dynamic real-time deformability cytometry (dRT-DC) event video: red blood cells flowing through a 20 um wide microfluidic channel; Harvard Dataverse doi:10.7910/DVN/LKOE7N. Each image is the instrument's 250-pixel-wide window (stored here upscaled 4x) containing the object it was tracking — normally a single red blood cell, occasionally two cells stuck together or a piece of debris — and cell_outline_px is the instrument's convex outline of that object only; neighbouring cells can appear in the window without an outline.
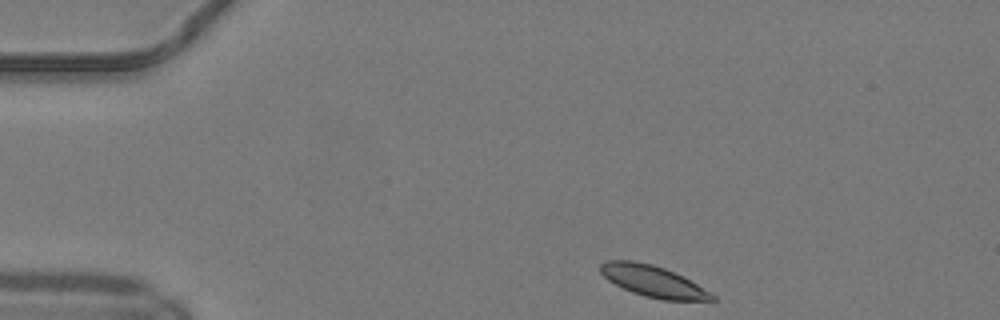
{"species": "common noctule bat (a hibernating species)", "species_latin": "Nyctalus noctula", "temperature_condition": "warm", "stored_images_in_passage": 43, "camera_frame_rate_fps": 3000, "um_per_image_px": 0.085, "animal": {"sex": "male", "body_mass_g": 19.2, "forearm_length_mm": 51.8}, "frame": {"image": 1, "passage_image": 1, "time_ms": 0.0, "image_size_px": [1000, 320], "cell_outline_px": [[716, 300], [664, 300], [644, 296], [632, 292], [608, 280], [600, 272], [600, 264], [608, 260], [636, 260], [652, 264], [664, 268], [696, 284], [716, 296]], "centroid_in_image_um": [55.47, 23.89], "position_along_channel_um": 29.5, "area_um2": 20.0}}
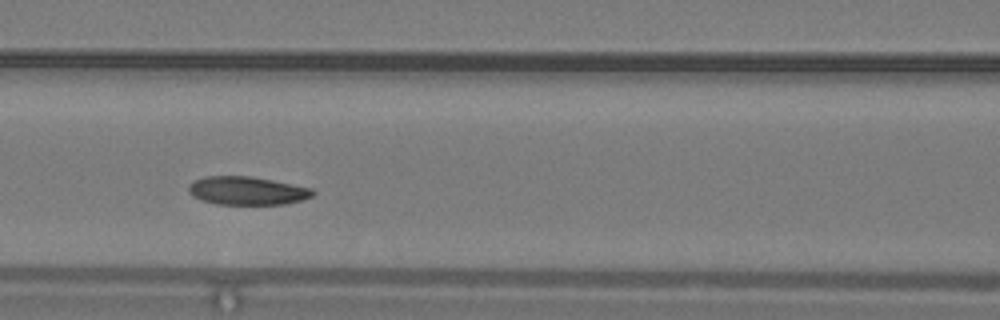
{"frame": {"image": 2, "passage_image": 14, "time_ms": 4.333, "image_size_px": [1000, 320], "cell_outline_px": [[316, 192], [312, 196], [300, 200], [284, 204], [216, 204], [200, 200], [192, 196], [188, 192], [188, 184], [204, 176], [248, 176], [272, 180], [312, 188]], "centroid_in_image_um": [20.96, 16.21], "position_along_channel_um": 145.6, "area_um2": 20.46}}
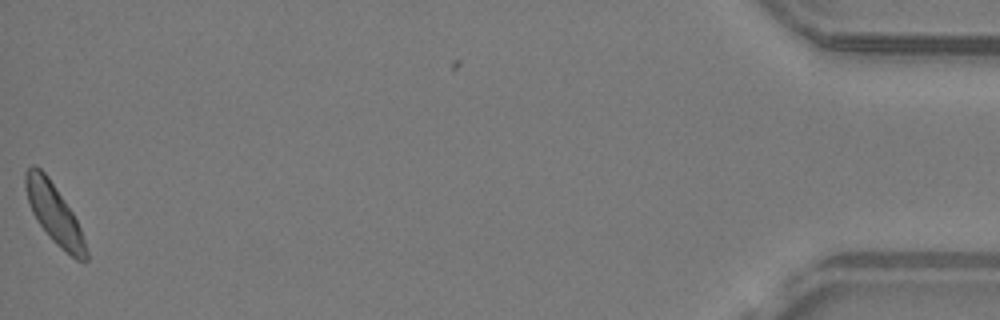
{"frame": {"image": 3, "passage_image": 42, "time_ms": 13.667, "image_size_px": [1000, 320], "cell_outline_px": [[88, 260], [76, 260], [60, 248], [52, 240], [36, 220], [28, 204], [24, 188], [24, 172], [32, 164], [36, 164], [48, 176], [72, 212], [80, 228], [88, 252]], "centroid_in_image_um": [4.57, 18.13], "position_along_channel_um": 430.6, "area_um2": 21.1}, "authors_computed_cell_mechanics": {"area_um2": 20.8658, "velocity_mm_per_s": 4.1051, "shape_relaxation_time_tau1_ms": 3.7429, "shape_relaxation_time_tau2_ms": null, "deformation_change_tau1": 0.0942, "deformation_change_tau2": null}}